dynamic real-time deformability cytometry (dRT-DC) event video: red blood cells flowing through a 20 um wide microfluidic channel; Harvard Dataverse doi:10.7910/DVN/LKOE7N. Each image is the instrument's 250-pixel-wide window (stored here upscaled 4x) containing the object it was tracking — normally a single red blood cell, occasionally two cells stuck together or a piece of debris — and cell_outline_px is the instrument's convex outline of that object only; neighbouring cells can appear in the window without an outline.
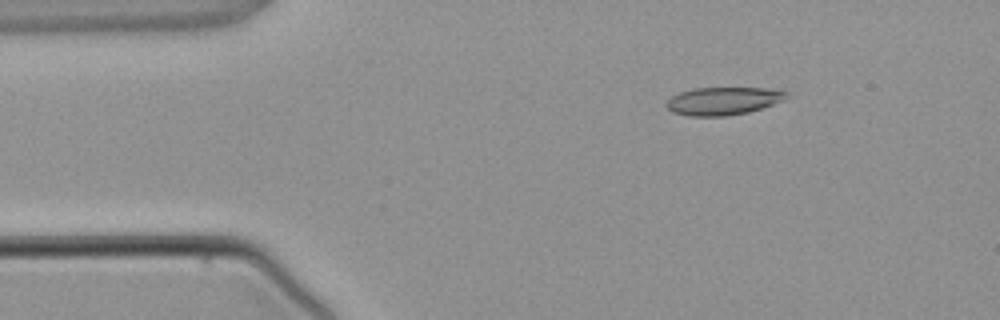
{"species": "common noctule bat (a hibernating species)", "species_latin": "Nyctalus noctula", "temperature_condition": "warm", "stored_images_in_passage": 3, "segment_of_instrument_passage": [1, 2], "camera_frame_rate_fps": 3000, "um_per_image_px": 0.085, "animal": {"sex": "male", "body_mass_g": 21.5, "forearm_length_mm": 52.0}, "frame": {"image": 1, "passage_image": 1, "time_ms": 0.0, "image_size_px": [1000, 320], "cell_outline_px": [[788, 96], [784, 100], [748, 112], [724, 116], [688, 116], [672, 112], [664, 104], [672, 96], [680, 92], [692, 88], [780, 88], [788, 92]], "centroid_in_image_um": [61.48, 8.57], "position_along_channel_um": 23.5, "area_um2": 19.59}}